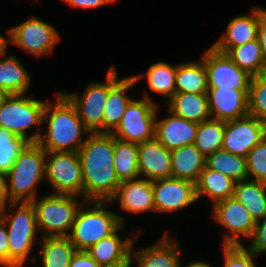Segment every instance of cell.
<instances>
[{
  "label": "cell",
  "instance_id": "obj_3",
  "mask_svg": "<svg viewBox=\"0 0 266 267\" xmlns=\"http://www.w3.org/2000/svg\"><path fill=\"white\" fill-rule=\"evenodd\" d=\"M46 151L36 142L28 143L6 174L9 202H32L37 198V185L45 178Z\"/></svg>",
  "mask_w": 266,
  "mask_h": 267
},
{
  "label": "cell",
  "instance_id": "obj_12",
  "mask_svg": "<svg viewBox=\"0 0 266 267\" xmlns=\"http://www.w3.org/2000/svg\"><path fill=\"white\" fill-rule=\"evenodd\" d=\"M202 61L206 66L208 89H249L252 76L240 69L231 58L213 46L205 50Z\"/></svg>",
  "mask_w": 266,
  "mask_h": 267
},
{
  "label": "cell",
  "instance_id": "obj_30",
  "mask_svg": "<svg viewBox=\"0 0 266 267\" xmlns=\"http://www.w3.org/2000/svg\"><path fill=\"white\" fill-rule=\"evenodd\" d=\"M177 65L171 66L167 62H156L148 67L145 73L131 75L135 82L146 76L151 91L164 95L166 102L176 93Z\"/></svg>",
  "mask_w": 266,
  "mask_h": 267
},
{
  "label": "cell",
  "instance_id": "obj_48",
  "mask_svg": "<svg viewBox=\"0 0 266 267\" xmlns=\"http://www.w3.org/2000/svg\"><path fill=\"white\" fill-rule=\"evenodd\" d=\"M10 95L9 92L0 89V110L3 107L4 102L6 101V99L8 98V96Z\"/></svg>",
  "mask_w": 266,
  "mask_h": 267
},
{
  "label": "cell",
  "instance_id": "obj_49",
  "mask_svg": "<svg viewBox=\"0 0 266 267\" xmlns=\"http://www.w3.org/2000/svg\"><path fill=\"white\" fill-rule=\"evenodd\" d=\"M7 48V38L0 33V53Z\"/></svg>",
  "mask_w": 266,
  "mask_h": 267
},
{
  "label": "cell",
  "instance_id": "obj_47",
  "mask_svg": "<svg viewBox=\"0 0 266 267\" xmlns=\"http://www.w3.org/2000/svg\"><path fill=\"white\" fill-rule=\"evenodd\" d=\"M181 267H182V265H181ZM185 267H213V266H211V264H209L203 260L202 261L197 260V261H192L190 264H187V266L185 265Z\"/></svg>",
  "mask_w": 266,
  "mask_h": 267
},
{
  "label": "cell",
  "instance_id": "obj_19",
  "mask_svg": "<svg viewBox=\"0 0 266 267\" xmlns=\"http://www.w3.org/2000/svg\"><path fill=\"white\" fill-rule=\"evenodd\" d=\"M174 240L166 231L151 246L133 251L132 244L130 257L135 260L136 267H181L180 245Z\"/></svg>",
  "mask_w": 266,
  "mask_h": 267
},
{
  "label": "cell",
  "instance_id": "obj_36",
  "mask_svg": "<svg viewBox=\"0 0 266 267\" xmlns=\"http://www.w3.org/2000/svg\"><path fill=\"white\" fill-rule=\"evenodd\" d=\"M29 142L0 127V172L7 174L14 161Z\"/></svg>",
  "mask_w": 266,
  "mask_h": 267
},
{
  "label": "cell",
  "instance_id": "obj_10",
  "mask_svg": "<svg viewBox=\"0 0 266 267\" xmlns=\"http://www.w3.org/2000/svg\"><path fill=\"white\" fill-rule=\"evenodd\" d=\"M7 33L9 36L7 44L12 42L36 57L52 53L61 40L53 25L37 17H29L26 21L10 28Z\"/></svg>",
  "mask_w": 266,
  "mask_h": 267
},
{
  "label": "cell",
  "instance_id": "obj_23",
  "mask_svg": "<svg viewBox=\"0 0 266 267\" xmlns=\"http://www.w3.org/2000/svg\"><path fill=\"white\" fill-rule=\"evenodd\" d=\"M123 228L124 225L121 224L111 235L101 239L87 250L88 254L101 266L124 262L130 256L132 244L139 235H129L122 240L118 232Z\"/></svg>",
  "mask_w": 266,
  "mask_h": 267
},
{
  "label": "cell",
  "instance_id": "obj_43",
  "mask_svg": "<svg viewBox=\"0 0 266 267\" xmlns=\"http://www.w3.org/2000/svg\"><path fill=\"white\" fill-rule=\"evenodd\" d=\"M257 39L262 48L266 62V9L262 7H259V25L257 31Z\"/></svg>",
  "mask_w": 266,
  "mask_h": 267
},
{
  "label": "cell",
  "instance_id": "obj_7",
  "mask_svg": "<svg viewBox=\"0 0 266 267\" xmlns=\"http://www.w3.org/2000/svg\"><path fill=\"white\" fill-rule=\"evenodd\" d=\"M25 95L10 94L8 96L0 110V127L24 138L29 143H36L42 135L39 129L43 123L46 101ZM35 125L39 126V129L28 136L27 130Z\"/></svg>",
  "mask_w": 266,
  "mask_h": 267
},
{
  "label": "cell",
  "instance_id": "obj_11",
  "mask_svg": "<svg viewBox=\"0 0 266 267\" xmlns=\"http://www.w3.org/2000/svg\"><path fill=\"white\" fill-rule=\"evenodd\" d=\"M62 93L76 107L79 118L90 133H104V108L109 94V69L106 82H92L79 95L77 93Z\"/></svg>",
  "mask_w": 266,
  "mask_h": 267
},
{
  "label": "cell",
  "instance_id": "obj_35",
  "mask_svg": "<svg viewBox=\"0 0 266 267\" xmlns=\"http://www.w3.org/2000/svg\"><path fill=\"white\" fill-rule=\"evenodd\" d=\"M225 122L210 118L198 123L194 145L207 158L215 151L222 149Z\"/></svg>",
  "mask_w": 266,
  "mask_h": 267
},
{
  "label": "cell",
  "instance_id": "obj_37",
  "mask_svg": "<svg viewBox=\"0 0 266 267\" xmlns=\"http://www.w3.org/2000/svg\"><path fill=\"white\" fill-rule=\"evenodd\" d=\"M248 96V114L266 124V71L252 76Z\"/></svg>",
  "mask_w": 266,
  "mask_h": 267
},
{
  "label": "cell",
  "instance_id": "obj_17",
  "mask_svg": "<svg viewBox=\"0 0 266 267\" xmlns=\"http://www.w3.org/2000/svg\"><path fill=\"white\" fill-rule=\"evenodd\" d=\"M155 119V138L169 151L194 144L198 123L179 117L167 109L165 118Z\"/></svg>",
  "mask_w": 266,
  "mask_h": 267
},
{
  "label": "cell",
  "instance_id": "obj_21",
  "mask_svg": "<svg viewBox=\"0 0 266 267\" xmlns=\"http://www.w3.org/2000/svg\"><path fill=\"white\" fill-rule=\"evenodd\" d=\"M116 200L120 201L124 211L135 214L155 212L152 181L143 177L122 181L110 203Z\"/></svg>",
  "mask_w": 266,
  "mask_h": 267
},
{
  "label": "cell",
  "instance_id": "obj_42",
  "mask_svg": "<svg viewBox=\"0 0 266 267\" xmlns=\"http://www.w3.org/2000/svg\"><path fill=\"white\" fill-rule=\"evenodd\" d=\"M69 267H102L87 251H76L72 256Z\"/></svg>",
  "mask_w": 266,
  "mask_h": 267
},
{
  "label": "cell",
  "instance_id": "obj_4",
  "mask_svg": "<svg viewBox=\"0 0 266 267\" xmlns=\"http://www.w3.org/2000/svg\"><path fill=\"white\" fill-rule=\"evenodd\" d=\"M106 204L110 202L85 201L79 208L68 236L77 251H87L125 224L122 215L103 208Z\"/></svg>",
  "mask_w": 266,
  "mask_h": 267
},
{
  "label": "cell",
  "instance_id": "obj_33",
  "mask_svg": "<svg viewBox=\"0 0 266 267\" xmlns=\"http://www.w3.org/2000/svg\"><path fill=\"white\" fill-rule=\"evenodd\" d=\"M226 54L240 69L247 71L251 76L266 71V62L258 39L231 48Z\"/></svg>",
  "mask_w": 266,
  "mask_h": 267
},
{
  "label": "cell",
  "instance_id": "obj_44",
  "mask_svg": "<svg viewBox=\"0 0 266 267\" xmlns=\"http://www.w3.org/2000/svg\"><path fill=\"white\" fill-rule=\"evenodd\" d=\"M68 4V6L72 8H98L100 6H103L105 4H111L115 3L116 0H62Z\"/></svg>",
  "mask_w": 266,
  "mask_h": 267
},
{
  "label": "cell",
  "instance_id": "obj_8",
  "mask_svg": "<svg viewBox=\"0 0 266 267\" xmlns=\"http://www.w3.org/2000/svg\"><path fill=\"white\" fill-rule=\"evenodd\" d=\"M158 107L146 93L142 99L133 98L127 105L119 125L111 134L126 142L141 143L153 139Z\"/></svg>",
  "mask_w": 266,
  "mask_h": 267
},
{
  "label": "cell",
  "instance_id": "obj_39",
  "mask_svg": "<svg viewBox=\"0 0 266 267\" xmlns=\"http://www.w3.org/2000/svg\"><path fill=\"white\" fill-rule=\"evenodd\" d=\"M223 267H256L252 253L245 245H223Z\"/></svg>",
  "mask_w": 266,
  "mask_h": 267
},
{
  "label": "cell",
  "instance_id": "obj_6",
  "mask_svg": "<svg viewBox=\"0 0 266 267\" xmlns=\"http://www.w3.org/2000/svg\"><path fill=\"white\" fill-rule=\"evenodd\" d=\"M84 202L78 201L75 195L52 193L33 200L37 228L44 233L41 237H68Z\"/></svg>",
  "mask_w": 266,
  "mask_h": 267
},
{
  "label": "cell",
  "instance_id": "obj_1",
  "mask_svg": "<svg viewBox=\"0 0 266 267\" xmlns=\"http://www.w3.org/2000/svg\"><path fill=\"white\" fill-rule=\"evenodd\" d=\"M78 155L82 165L83 199L110 202L121 183L113 165L114 136L89 133Z\"/></svg>",
  "mask_w": 266,
  "mask_h": 267
},
{
  "label": "cell",
  "instance_id": "obj_22",
  "mask_svg": "<svg viewBox=\"0 0 266 267\" xmlns=\"http://www.w3.org/2000/svg\"><path fill=\"white\" fill-rule=\"evenodd\" d=\"M259 25V7H253L251 13L233 17L226 26L225 34L212 46L223 53L231 48L257 39Z\"/></svg>",
  "mask_w": 266,
  "mask_h": 267
},
{
  "label": "cell",
  "instance_id": "obj_34",
  "mask_svg": "<svg viewBox=\"0 0 266 267\" xmlns=\"http://www.w3.org/2000/svg\"><path fill=\"white\" fill-rule=\"evenodd\" d=\"M206 166L235 182L248 179L246 158L219 149L206 158Z\"/></svg>",
  "mask_w": 266,
  "mask_h": 267
},
{
  "label": "cell",
  "instance_id": "obj_32",
  "mask_svg": "<svg viewBox=\"0 0 266 267\" xmlns=\"http://www.w3.org/2000/svg\"><path fill=\"white\" fill-rule=\"evenodd\" d=\"M113 165L120 182L140 177L138 170V143L114 137Z\"/></svg>",
  "mask_w": 266,
  "mask_h": 267
},
{
  "label": "cell",
  "instance_id": "obj_41",
  "mask_svg": "<svg viewBox=\"0 0 266 267\" xmlns=\"http://www.w3.org/2000/svg\"><path fill=\"white\" fill-rule=\"evenodd\" d=\"M9 267V243L7 228L0 218V267Z\"/></svg>",
  "mask_w": 266,
  "mask_h": 267
},
{
  "label": "cell",
  "instance_id": "obj_13",
  "mask_svg": "<svg viewBox=\"0 0 266 267\" xmlns=\"http://www.w3.org/2000/svg\"><path fill=\"white\" fill-rule=\"evenodd\" d=\"M212 218L228 231L224 245H243L241 237L250 239L256 224L245 206L233 196L212 205Z\"/></svg>",
  "mask_w": 266,
  "mask_h": 267
},
{
  "label": "cell",
  "instance_id": "obj_16",
  "mask_svg": "<svg viewBox=\"0 0 266 267\" xmlns=\"http://www.w3.org/2000/svg\"><path fill=\"white\" fill-rule=\"evenodd\" d=\"M210 116L231 121L248 115L249 89H208Z\"/></svg>",
  "mask_w": 266,
  "mask_h": 267
},
{
  "label": "cell",
  "instance_id": "obj_20",
  "mask_svg": "<svg viewBox=\"0 0 266 267\" xmlns=\"http://www.w3.org/2000/svg\"><path fill=\"white\" fill-rule=\"evenodd\" d=\"M138 170L150 181L171 178V152L155 137L138 143Z\"/></svg>",
  "mask_w": 266,
  "mask_h": 267
},
{
  "label": "cell",
  "instance_id": "obj_27",
  "mask_svg": "<svg viewBox=\"0 0 266 267\" xmlns=\"http://www.w3.org/2000/svg\"><path fill=\"white\" fill-rule=\"evenodd\" d=\"M235 183L228 176L205 166L196 183L197 199L206 195L214 205L233 196Z\"/></svg>",
  "mask_w": 266,
  "mask_h": 267
},
{
  "label": "cell",
  "instance_id": "obj_2",
  "mask_svg": "<svg viewBox=\"0 0 266 267\" xmlns=\"http://www.w3.org/2000/svg\"><path fill=\"white\" fill-rule=\"evenodd\" d=\"M43 123L46 133L37 142L46 152H78L90 132L79 118L76 107L62 93L57 92L55 102L46 101Z\"/></svg>",
  "mask_w": 266,
  "mask_h": 267
},
{
  "label": "cell",
  "instance_id": "obj_40",
  "mask_svg": "<svg viewBox=\"0 0 266 267\" xmlns=\"http://www.w3.org/2000/svg\"><path fill=\"white\" fill-rule=\"evenodd\" d=\"M251 244L247 247L256 256L266 254V216L257 221L253 234L250 238Z\"/></svg>",
  "mask_w": 266,
  "mask_h": 267
},
{
  "label": "cell",
  "instance_id": "obj_18",
  "mask_svg": "<svg viewBox=\"0 0 266 267\" xmlns=\"http://www.w3.org/2000/svg\"><path fill=\"white\" fill-rule=\"evenodd\" d=\"M114 65L109 68V94L104 108V133H112L119 125L127 105L133 99L126 93L136 85L132 76L118 78Z\"/></svg>",
  "mask_w": 266,
  "mask_h": 267
},
{
  "label": "cell",
  "instance_id": "obj_5",
  "mask_svg": "<svg viewBox=\"0 0 266 267\" xmlns=\"http://www.w3.org/2000/svg\"><path fill=\"white\" fill-rule=\"evenodd\" d=\"M6 208L15 210L7 213ZM0 218L8 233L9 267H23L37 240L35 209L31 202H9L0 209Z\"/></svg>",
  "mask_w": 266,
  "mask_h": 267
},
{
  "label": "cell",
  "instance_id": "obj_46",
  "mask_svg": "<svg viewBox=\"0 0 266 267\" xmlns=\"http://www.w3.org/2000/svg\"><path fill=\"white\" fill-rule=\"evenodd\" d=\"M132 263H133V260L129 256L124 262H120V263L113 264V265H104L102 267H131Z\"/></svg>",
  "mask_w": 266,
  "mask_h": 267
},
{
  "label": "cell",
  "instance_id": "obj_28",
  "mask_svg": "<svg viewBox=\"0 0 266 267\" xmlns=\"http://www.w3.org/2000/svg\"><path fill=\"white\" fill-rule=\"evenodd\" d=\"M233 197L245 206L255 222L266 216V187L263 182L251 179L236 182Z\"/></svg>",
  "mask_w": 266,
  "mask_h": 267
},
{
  "label": "cell",
  "instance_id": "obj_29",
  "mask_svg": "<svg viewBox=\"0 0 266 267\" xmlns=\"http://www.w3.org/2000/svg\"><path fill=\"white\" fill-rule=\"evenodd\" d=\"M38 245L42 267H69L77 251L69 237H41Z\"/></svg>",
  "mask_w": 266,
  "mask_h": 267
},
{
  "label": "cell",
  "instance_id": "obj_24",
  "mask_svg": "<svg viewBox=\"0 0 266 267\" xmlns=\"http://www.w3.org/2000/svg\"><path fill=\"white\" fill-rule=\"evenodd\" d=\"M171 152V177L197 183L206 166V157L194 144L186 145Z\"/></svg>",
  "mask_w": 266,
  "mask_h": 267
},
{
  "label": "cell",
  "instance_id": "obj_25",
  "mask_svg": "<svg viewBox=\"0 0 266 267\" xmlns=\"http://www.w3.org/2000/svg\"><path fill=\"white\" fill-rule=\"evenodd\" d=\"M6 50L0 53V89L10 94H26L31 84V75L17 57H4Z\"/></svg>",
  "mask_w": 266,
  "mask_h": 267
},
{
  "label": "cell",
  "instance_id": "obj_45",
  "mask_svg": "<svg viewBox=\"0 0 266 267\" xmlns=\"http://www.w3.org/2000/svg\"><path fill=\"white\" fill-rule=\"evenodd\" d=\"M8 201L6 194V175L0 172V209L3 208Z\"/></svg>",
  "mask_w": 266,
  "mask_h": 267
},
{
  "label": "cell",
  "instance_id": "obj_26",
  "mask_svg": "<svg viewBox=\"0 0 266 267\" xmlns=\"http://www.w3.org/2000/svg\"><path fill=\"white\" fill-rule=\"evenodd\" d=\"M165 105L173 114L195 123L211 118L207 95L175 93Z\"/></svg>",
  "mask_w": 266,
  "mask_h": 267
},
{
  "label": "cell",
  "instance_id": "obj_38",
  "mask_svg": "<svg viewBox=\"0 0 266 267\" xmlns=\"http://www.w3.org/2000/svg\"><path fill=\"white\" fill-rule=\"evenodd\" d=\"M248 179L266 181V137L246 156Z\"/></svg>",
  "mask_w": 266,
  "mask_h": 267
},
{
  "label": "cell",
  "instance_id": "obj_15",
  "mask_svg": "<svg viewBox=\"0 0 266 267\" xmlns=\"http://www.w3.org/2000/svg\"><path fill=\"white\" fill-rule=\"evenodd\" d=\"M155 212L179 211L198 201L196 184L183 179L164 178L152 181Z\"/></svg>",
  "mask_w": 266,
  "mask_h": 267
},
{
  "label": "cell",
  "instance_id": "obj_9",
  "mask_svg": "<svg viewBox=\"0 0 266 267\" xmlns=\"http://www.w3.org/2000/svg\"><path fill=\"white\" fill-rule=\"evenodd\" d=\"M45 178L54 190L52 194L81 195L84 200L78 152H46Z\"/></svg>",
  "mask_w": 266,
  "mask_h": 267
},
{
  "label": "cell",
  "instance_id": "obj_31",
  "mask_svg": "<svg viewBox=\"0 0 266 267\" xmlns=\"http://www.w3.org/2000/svg\"><path fill=\"white\" fill-rule=\"evenodd\" d=\"M207 91V72L202 59L177 64L176 93L207 95Z\"/></svg>",
  "mask_w": 266,
  "mask_h": 267
},
{
  "label": "cell",
  "instance_id": "obj_14",
  "mask_svg": "<svg viewBox=\"0 0 266 267\" xmlns=\"http://www.w3.org/2000/svg\"><path fill=\"white\" fill-rule=\"evenodd\" d=\"M265 137L266 124L248 114L225 122L222 149L246 158L247 154Z\"/></svg>",
  "mask_w": 266,
  "mask_h": 267
}]
</instances>
